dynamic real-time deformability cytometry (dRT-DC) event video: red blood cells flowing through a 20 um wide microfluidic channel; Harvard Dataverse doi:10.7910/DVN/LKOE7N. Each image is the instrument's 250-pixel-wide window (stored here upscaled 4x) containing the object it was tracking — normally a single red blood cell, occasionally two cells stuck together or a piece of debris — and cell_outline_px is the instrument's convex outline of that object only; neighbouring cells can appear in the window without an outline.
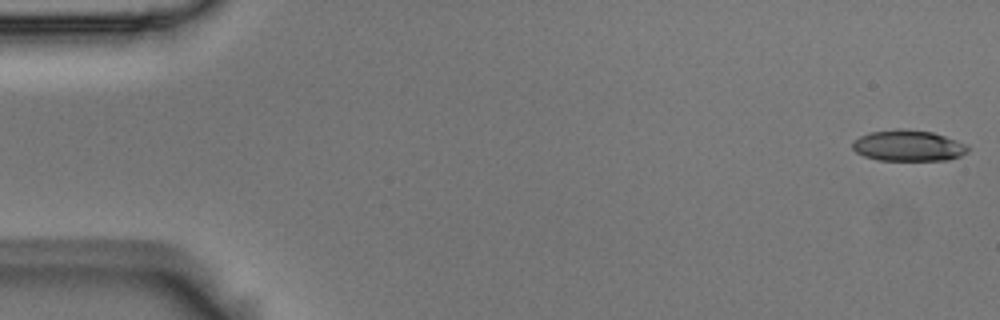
{"species": "Egyptian fruit bat (a non-hibernating species)", "species_latin": "Rousettus aegyptiacus", "temperature_condition": "room temperature", "stored_images_in_passage": 55, "camera_frame_rate_fps": 3000, "um_per_image_px": 0.085, "animal": {"sex": "male"}, "frame": {"image": 1, "passage_image": 1, "time_ms": 0.0, "image_size_px": [1000, 320], "cell_outline_px": [[968, 152], [960, 156], [948, 160], [880, 160], [864, 156], [856, 152], [852, 148], [852, 140], [860, 136], [872, 132], [896, 128], [900, 128], [932, 132], [956, 140], [964, 144], [968, 148]], "centroid_in_image_um": [77.17, 12.38], "position_along_channel_um": 7.8, "area_um2": 20.81}}
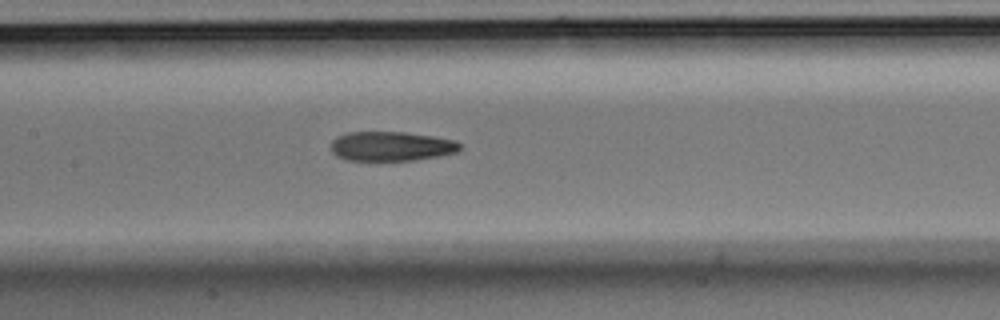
{"frame": {"image": 2, "passage_image": 26, "time_ms": 8.333, "image_size_px": [1000, 320], "cell_outline_px": [[460, 148], [456, 152], [440, 156], [412, 160], [344, 160], [336, 156], [332, 152], [332, 140], [336, 136], [348, 132], [404, 132], [432, 136], [456, 140], [460, 144]], "centroid_in_image_um": [33.23, 12.43], "position_along_channel_um": 174.2, "area_um2": 22.14}}
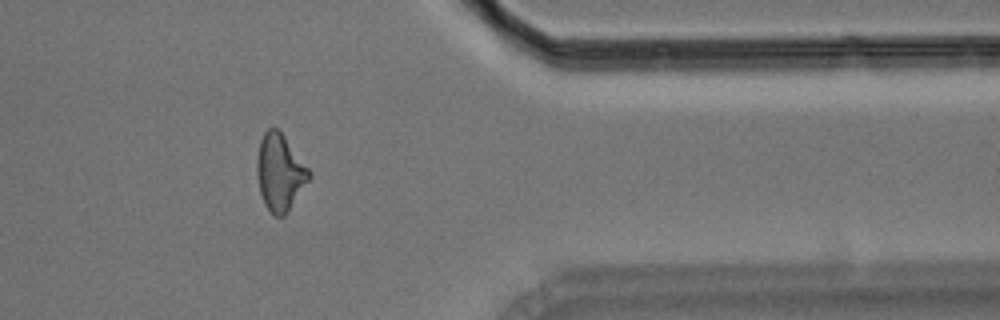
{"frame": {"image": 3, "passage_image": 45, "time_ms": 14.667, "image_size_px": [1000, 320], "cell_outline_px": [[312, 176], [288, 212], [284, 216], [276, 216], [264, 204], [260, 192], [256, 172], [256, 156], [260, 140], [264, 132], [268, 128], [276, 128], [284, 136], [312, 172]], "centroid_in_image_um": [23.79, 14.65], "position_along_channel_um": 387.6, "area_um2": 23.35}, "authors_computed_cell_mechanics": {"area_um2": 22.6576, "velocity_mm_per_s": 3.6326, "shape_relaxation_time_tau1_ms": 4.7895, "shape_relaxation_time_tau2_ms": 3.814, "deformation_change_tau1": 0.185, "deformation_change_tau2": 0.1423}}